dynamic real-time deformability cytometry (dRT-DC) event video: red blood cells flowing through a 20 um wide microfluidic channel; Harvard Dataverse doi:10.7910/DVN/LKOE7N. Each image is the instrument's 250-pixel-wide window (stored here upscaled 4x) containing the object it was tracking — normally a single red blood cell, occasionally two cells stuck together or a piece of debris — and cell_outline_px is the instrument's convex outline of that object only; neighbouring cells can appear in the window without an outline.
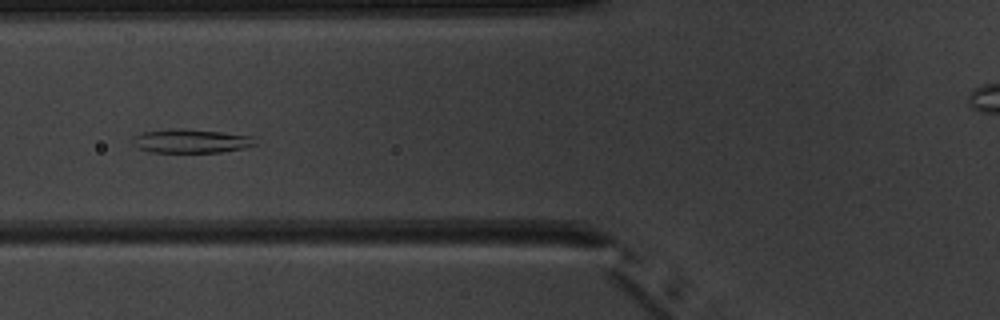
{"species": "common noctule bat (a hibernating species)", "species_latin": "Nyctalus noctula", "temperature_condition": "warm", "stored_images_in_passage": 9, "camera_frame_rate_fps": 3000, "um_per_image_px": 0.085, "animal": {"sex": "male", "body_mass_g": 20.1, "forearm_length_mm": 53.5}, "frame": {"image": 1, "passage_image": 7, "time_ms": 7.0, "image_size_px": [1000, 320], "cell_outline_px": [[256, 144], [240, 148], [220, 152], [152, 152], [140, 148], [132, 144], [132, 136], [144, 132], [172, 128], [184, 128], [220, 132], [252, 136]], "centroid_in_image_um": [16.17, 11.97], "position_along_channel_um": 109.6, "area_um2": 16.82}}
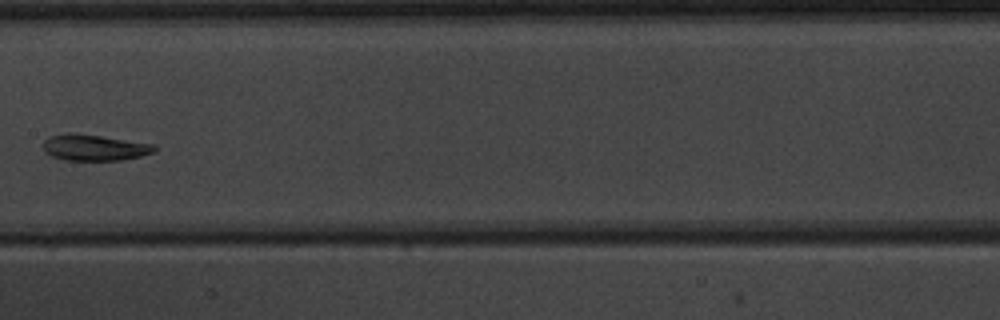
{"frame": {"image": 2, "passage_image": 9, "time_ms": 9.333, "image_size_px": [1000, 320], "cell_outline_px": [[156, 152], [124, 160], [64, 160], [52, 156], [44, 152], [44, 140], [48, 136], [68, 132], [76, 132], [156, 144]], "centroid_in_image_um": [8.03, 12.53], "position_along_channel_um": 199.4, "area_um2": 17.28}}